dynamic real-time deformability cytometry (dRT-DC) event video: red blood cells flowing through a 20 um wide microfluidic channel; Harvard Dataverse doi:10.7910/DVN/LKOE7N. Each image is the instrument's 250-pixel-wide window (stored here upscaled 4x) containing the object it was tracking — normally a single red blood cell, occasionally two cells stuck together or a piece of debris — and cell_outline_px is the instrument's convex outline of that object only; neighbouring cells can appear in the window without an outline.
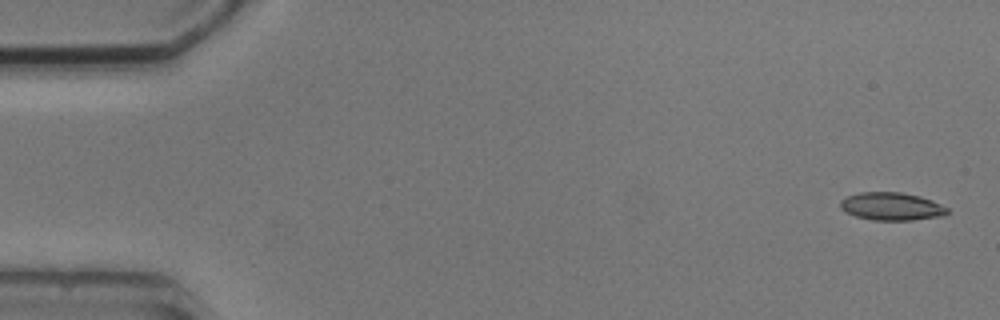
{"species": "common noctule bat (a hibernating species)", "species_latin": "Nyctalus noctula", "temperature_condition": "cold", "stored_images_in_passage": 5, "camera_frame_rate_fps": 3000, "um_per_image_px": 0.085, "animal": {"sex": "male", "body_mass_g": 20.5, "forearm_length_mm": 52.5}, "frame": {"image": 1, "passage_image": 1, "time_ms": 0.0, "image_size_px": [1000, 320], "cell_outline_px": [[948, 212], [944, 216], [912, 220], [872, 220], [856, 216], [844, 212], [840, 208], [840, 200], [848, 196], [860, 192], [900, 192], [920, 196], [932, 200], [948, 208]], "centroid_in_image_um": [75.77, 17.54], "position_along_channel_um": 9.2, "area_um2": 17.46}}
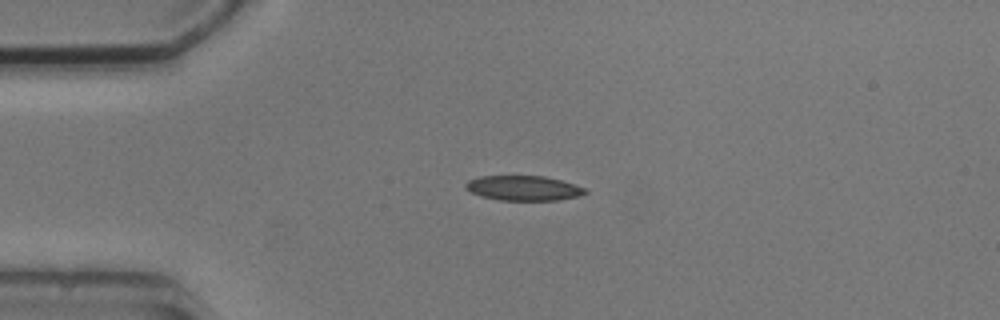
{"frame": {"image": 2, "passage_image": 4, "time_ms": 3.667, "image_size_px": [1000, 320], "cell_outline_px": [[588, 192], [576, 196], [556, 200], [500, 200], [480, 196], [464, 188], [464, 184], [468, 180], [480, 176], [544, 176], [560, 180], [584, 188]], "centroid_in_image_um": [44.43, 15.98], "position_along_channel_um": 40.6, "area_um2": 17.11}}